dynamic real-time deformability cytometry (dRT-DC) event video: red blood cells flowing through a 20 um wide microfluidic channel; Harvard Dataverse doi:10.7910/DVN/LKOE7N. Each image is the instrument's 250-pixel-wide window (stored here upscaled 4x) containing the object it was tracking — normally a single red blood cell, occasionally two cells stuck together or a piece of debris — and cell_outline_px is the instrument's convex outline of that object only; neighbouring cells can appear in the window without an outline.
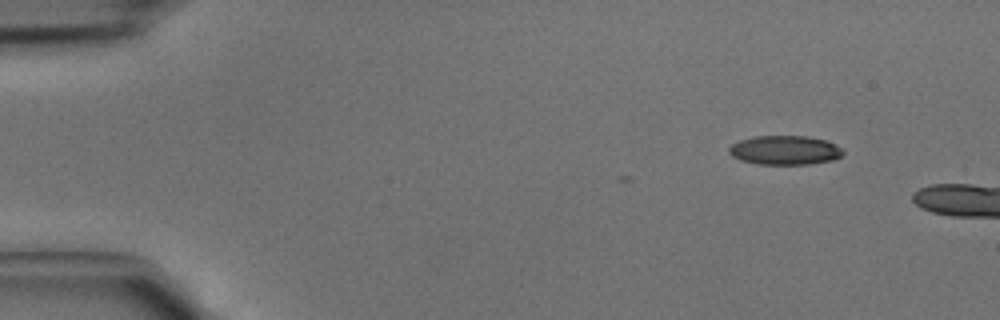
{"species": "common noctule bat (a hibernating species)", "species_latin": "Nyctalus noctula", "temperature_condition": "cold", "stored_images_in_passage": 5, "camera_frame_rate_fps": 3000, "um_per_image_px": 0.085, "animal": {"sex": "male", "body_mass_g": 15.6}, "frame": {"image": 1, "passage_image": 1, "time_ms": 0.0, "image_size_px": [1000, 320], "cell_outline_px": [[844, 152], [840, 156], [832, 160], [808, 164], [756, 164], [740, 160], [732, 156], [728, 152], [728, 148], [732, 144], [740, 140], [752, 136], [808, 136], [828, 140], [840, 148]], "centroid_in_image_um": [66.68, 12.76], "position_along_channel_um": 18.3, "area_um2": 19.42}}